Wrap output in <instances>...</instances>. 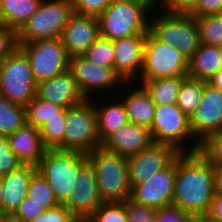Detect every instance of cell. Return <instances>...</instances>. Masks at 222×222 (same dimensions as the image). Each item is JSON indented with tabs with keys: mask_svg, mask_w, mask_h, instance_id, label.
I'll return each mask as SVG.
<instances>
[{
	"mask_svg": "<svg viewBox=\"0 0 222 222\" xmlns=\"http://www.w3.org/2000/svg\"><path fill=\"white\" fill-rule=\"evenodd\" d=\"M125 1H130L133 3H137L143 7H145L148 11H155L154 9H152L154 6H156L157 4L159 5V0H125ZM158 2V3H157Z\"/></svg>",
	"mask_w": 222,
	"mask_h": 222,
	"instance_id": "681fc988",
	"label": "cell"
},
{
	"mask_svg": "<svg viewBox=\"0 0 222 222\" xmlns=\"http://www.w3.org/2000/svg\"><path fill=\"white\" fill-rule=\"evenodd\" d=\"M99 36L97 17L73 13L62 32L61 41L69 57L82 56Z\"/></svg>",
	"mask_w": 222,
	"mask_h": 222,
	"instance_id": "ac0fdd59",
	"label": "cell"
},
{
	"mask_svg": "<svg viewBox=\"0 0 222 222\" xmlns=\"http://www.w3.org/2000/svg\"><path fill=\"white\" fill-rule=\"evenodd\" d=\"M17 32L13 29L1 25L0 26V63L9 56L16 48Z\"/></svg>",
	"mask_w": 222,
	"mask_h": 222,
	"instance_id": "b9f144b4",
	"label": "cell"
},
{
	"mask_svg": "<svg viewBox=\"0 0 222 222\" xmlns=\"http://www.w3.org/2000/svg\"><path fill=\"white\" fill-rule=\"evenodd\" d=\"M222 68V47L200 43L189 59L188 77L207 82Z\"/></svg>",
	"mask_w": 222,
	"mask_h": 222,
	"instance_id": "cb8c5ba5",
	"label": "cell"
},
{
	"mask_svg": "<svg viewBox=\"0 0 222 222\" xmlns=\"http://www.w3.org/2000/svg\"><path fill=\"white\" fill-rule=\"evenodd\" d=\"M62 108L59 105L42 100L35 95L25 106L26 123L40 128L52 116L58 115V111Z\"/></svg>",
	"mask_w": 222,
	"mask_h": 222,
	"instance_id": "4dcf8cb0",
	"label": "cell"
},
{
	"mask_svg": "<svg viewBox=\"0 0 222 222\" xmlns=\"http://www.w3.org/2000/svg\"><path fill=\"white\" fill-rule=\"evenodd\" d=\"M145 38L146 35H134L113 40L114 70L124 85H132L131 81H137L136 78L141 74Z\"/></svg>",
	"mask_w": 222,
	"mask_h": 222,
	"instance_id": "e0dca14e",
	"label": "cell"
},
{
	"mask_svg": "<svg viewBox=\"0 0 222 222\" xmlns=\"http://www.w3.org/2000/svg\"><path fill=\"white\" fill-rule=\"evenodd\" d=\"M29 60L36 83L48 80L69 69V55L61 38L37 40L18 46Z\"/></svg>",
	"mask_w": 222,
	"mask_h": 222,
	"instance_id": "8fae6325",
	"label": "cell"
},
{
	"mask_svg": "<svg viewBox=\"0 0 222 222\" xmlns=\"http://www.w3.org/2000/svg\"><path fill=\"white\" fill-rule=\"evenodd\" d=\"M200 43L222 47V13L196 18Z\"/></svg>",
	"mask_w": 222,
	"mask_h": 222,
	"instance_id": "1f68e13d",
	"label": "cell"
},
{
	"mask_svg": "<svg viewBox=\"0 0 222 222\" xmlns=\"http://www.w3.org/2000/svg\"><path fill=\"white\" fill-rule=\"evenodd\" d=\"M102 203L95 170L87 161L79 170L75 190L63 205L79 222H85Z\"/></svg>",
	"mask_w": 222,
	"mask_h": 222,
	"instance_id": "5bb4252c",
	"label": "cell"
},
{
	"mask_svg": "<svg viewBox=\"0 0 222 222\" xmlns=\"http://www.w3.org/2000/svg\"><path fill=\"white\" fill-rule=\"evenodd\" d=\"M87 158L95 170L103 202H124L130 198L127 157L98 147L88 153Z\"/></svg>",
	"mask_w": 222,
	"mask_h": 222,
	"instance_id": "3957f363",
	"label": "cell"
},
{
	"mask_svg": "<svg viewBox=\"0 0 222 222\" xmlns=\"http://www.w3.org/2000/svg\"><path fill=\"white\" fill-rule=\"evenodd\" d=\"M125 202L129 222H154L155 209L128 198Z\"/></svg>",
	"mask_w": 222,
	"mask_h": 222,
	"instance_id": "ab89813d",
	"label": "cell"
},
{
	"mask_svg": "<svg viewBox=\"0 0 222 222\" xmlns=\"http://www.w3.org/2000/svg\"><path fill=\"white\" fill-rule=\"evenodd\" d=\"M69 70L86 99H90L91 94L94 96L95 90L110 92L109 90L123 85L124 82L114 69L98 66L83 56L70 57Z\"/></svg>",
	"mask_w": 222,
	"mask_h": 222,
	"instance_id": "4fadbf2b",
	"label": "cell"
},
{
	"mask_svg": "<svg viewBox=\"0 0 222 222\" xmlns=\"http://www.w3.org/2000/svg\"><path fill=\"white\" fill-rule=\"evenodd\" d=\"M214 170V192L222 195V166H213Z\"/></svg>",
	"mask_w": 222,
	"mask_h": 222,
	"instance_id": "7dc6e473",
	"label": "cell"
},
{
	"mask_svg": "<svg viewBox=\"0 0 222 222\" xmlns=\"http://www.w3.org/2000/svg\"><path fill=\"white\" fill-rule=\"evenodd\" d=\"M209 85L222 91V68H220L210 79L207 81Z\"/></svg>",
	"mask_w": 222,
	"mask_h": 222,
	"instance_id": "c3c4849f",
	"label": "cell"
},
{
	"mask_svg": "<svg viewBox=\"0 0 222 222\" xmlns=\"http://www.w3.org/2000/svg\"><path fill=\"white\" fill-rule=\"evenodd\" d=\"M195 218L180 207L171 204L155 210L154 222H192Z\"/></svg>",
	"mask_w": 222,
	"mask_h": 222,
	"instance_id": "74e56055",
	"label": "cell"
},
{
	"mask_svg": "<svg viewBox=\"0 0 222 222\" xmlns=\"http://www.w3.org/2000/svg\"><path fill=\"white\" fill-rule=\"evenodd\" d=\"M22 162L10 148L8 138L0 136V177L18 169Z\"/></svg>",
	"mask_w": 222,
	"mask_h": 222,
	"instance_id": "8d00e7d4",
	"label": "cell"
},
{
	"mask_svg": "<svg viewBox=\"0 0 222 222\" xmlns=\"http://www.w3.org/2000/svg\"><path fill=\"white\" fill-rule=\"evenodd\" d=\"M3 184L2 179L0 177V214H3Z\"/></svg>",
	"mask_w": 222,
	"mask_h": 222,
	"instance_id": "816d5d0a",
	"label": "cell"
},
{
	"mask_svg": "<svg viewBox=\"0 0 222 222\" xmlns=\"http://www.w3.org/2000/svg\"><path fill=\"white\" fill-rule=\"evenodd\" d=\"M178 154L179 152L170 145L152 143L143 151L127 157L131 188L165 168Z\"/></svg>",
	"mask_w": 222,
	"mask_h": 222,
	"instance_id": "2e32d148",
	"label": "cell"
},
{
	"mask_svg": "<svg viewBox=\"0 0 222 222\" xmlns=\"http://www.w3.org/2000/svg\"><path fill=\"white\" fill-rule=\"evenodd\" d=\"M214 170L200 153H179L173 204L194 218H204L214 197Z\"/></svg>",
	"mask_w": 222,
	"mask_h": 222,
	"instance_id": "6da1fadb",
	"label": "cell"
},
{
	"mask_svg": "<svg viewBox=\"0 0 222 222\" xmlns=\"http://www.w3.org/2000/svg\"><path fill=\"white\" fill-rule=\"evenodd\" d=\"M177 156L145 182L131 188L130 199L153 209L173 204Z\"/></svg>",
	"mask_w": 222,
	"mask_h": 222,
	"instance_id": "7c38bea8",
	"label": "cell"
},
{
	"mask_svg": "<svg viewBox=\"0 0 222 222\" xmlns=\"http://www.w3.org/2000/svg\"><path fill=\"white\" fill-rule=\"evenodd\" d=\"M87 161V154L83 152L46 149L36 167L52 188L57 201L64 204L75 190L79 170Z\"/></svg>",
	"mask_w": 222,
	"mask_h": 222,
	"instance_id": "7a4b0ae2",
	"label": "cell"
},
{
	"mask_svg": "<svg viewBox=\"0 0 222 222\" xmlns=\"http://www.w3.org/2000/svg\"><path fill=\"white\" fill-rule=\"evenodd\" d=\"M85 222H129L125 202H103Z\"/></svg>",
	"mask_w": 222,
	"mask_h": 222,
	"instance_id": "e575fe53",
	"label": "cell"
},
{
	"mask_svg": "<svg viewBox=\"0 0 222 222\" xmlns=\"http://www.w3.org/2000/svg\"><path fill=\"white\" fill-rule=\"evenodd\" d=\"M0 222H23L20 218L14 214H0Z\"/></svg>",
	"mask_w": 222,
	"mask_h": 222,
	"instance_id": "f907efd6",
	"label": "cell"
},
{
	"mask_svg": "<svg viewBox=\"0 0 222 222\" xmlns=\"http://www.w3.org/2000/svg\"><path fill=\"white\" fill-rule=\"evenodd\" d=\"M185 77H166L142 80L141 85L150 95L155 105L176 103L182 80Z\"/></svg>",
	"mask_w": 222,
	"mask_h": 222,
	"instance_id": "4316f807",
	"label": "cell"
},
{
	"mask_svg": "<svg viewBox=\"0 0 222 222\" xmlns=\"http://www.w3.org/2000/svg\"><path fill=\"white\" fill-rule=\"evenodd\" d=\"M36 86L27 55L17 47L0 63V94L26 106L36 95Z\"/></svg>",
	"mask_w": 222,
	"mask_h": 222,
	"instance_id": "ba28073f",
	"label": "cell"
},
{
	"mask_svg": "<svg viewBox=\"0 0 222 222\" xmlns=\"http://www.w3.org/2000/svg\"><path fill=\"white\" fill-rule=\"evenodd\" d=\"M192 222H200V218H195Z\"/></svg>",
	"mask_w": 222,
	"mask_h": 222,
	"instance_id": "db71d44e",
	"label": "cell"
},
{
	"mask_svg": "<svg viewBox=\"0 0 222 222\" xmlns=\"http://www.w3.org/2000/svg\"><path fill=\"white\" fill-rule=\"evenodd\" d=\"M190 127L195 139L202 143L208 136L222 128V91L204 82L201 101L190 117Z\"/></svg>",
	"mask_w": 222,
	"mask_h": 222,
	"instance_id": "9a60e30c",
	"label": "cell"
},
{
	"mask_svg": "<svg viewBox=\"0 0 222 222\" xmlns=\"http://www.w3.org/2000/svg\"><path fill=\"white\" fill-rule=\"evenodd\" d=\"M204 90V81L185 77L182 80L176 104L189 118L198 107Z\"/></svg>",
	"mask_w": 222,
	"mask_h": 222,
	"instance_id": "f546056e",
	"label": "cell"
},
{
	"mask_svg": "<svg viewBox=\"0 0 222 222\" xmlns=\"http://www.w3.org/2000/svg\"><path fill=\"white\" fill-rule=\"evenodd\" d=\"M117 101V102H116ZM111 101L105 106L94 103V109L97 117V131L101 143L113 132L117 131L128 121L126 107L122 101ZM97 103V104H96Z\"/></svg>",
	"mask_w": 222,
	"mask_h": 222,
	"instance_id": "d4e9b609",
	"label": "cell"
},
{
	"mask_svg": "<svg viewBox=\"0 0 222 222\" xmlns=\"http://www.w3.org/2000/svg\"><path fill=\"white\" fill-rule=\"evenodd\" d=\"M25 124V106L13 103L0 94V136L8 137Z\"/></svg>",
	"mask_w": 222,
	"mask_h": 222,
	"instance_id": "83f0119b",
	"label": "cell"
},
{
	"mask_svg": "<svg viewBox=\"0 0 222 222\" xmlns=\"http://www.w3.org/2000/svg\"><path fill=\"white\" fill-rule=\"evenodd\" d=\"M82 56L98 66L114 69V48L110 39L99 36Z\"/></svg>",
	"mask_w": 222,
	"mask_h": 222,
	"instance_id": "836d02e7",
	"label": "cell"
},
{
	"mask_svg": "<svg viewBox=\"0 0 222 222\" xmlns=\"http://www.w3.org/2000/svg\"><path fill=\"white\" fill-rule=\"evenodd\" d=\"M37 167L23 164L18 169L1 176L3 184V214H14L27 196L28 187Z\"/></svg>",
	"mask_w": 222,
	"mask_h": 222,
	"instance_id": "44dd1931",
	"label": "cell"
},
{
	"mask_svg": "<svg viewBox=\"0 0 222 222\" xmlns=\"http://www.w3.org/2000/svg\"><path fill=\"white\" fill-rule=\"evenodd\" d=\"M7 138L11 150L22 164H39L46 150L41 140L40 128L26 123Z\"/></svg>",
	"mask_w": 222,
	"mask_h": 222,
	"instance_id": "7402d4cb",
	"label": "cell"
},
{
	"mask_svg": "<svg viewBox=\"0 0 222 222\" xmlns=\"http://www.w3.org/2000/svg\"><path fill=\"white\" fill-rule=\"evenodd\" d=\"M199 152L212 164L222 166V133L208 136L200 143Z\"/></svg>",
	"mask_w": 222,
	"mask_h": 222,
	"instance_id": "d590c367",
	"label": "cell"
},
{
	"mask_svg": "<svg viewBox=\"0 0 222 222\" xmlns=\"http://www.w3.org/2000/svg\"><path fill=\"white\" fill-rule=\"evenodd\" d=\"M159 3V7L162 6L161 11L172 14H190L196 8L198 0H159Z\"/></svg>",
	"mask_w": 222,
	"mask_h": 222,
	"instance_id": "ee69618b",
	"label": "cell"
},
{
	"mask_svg": "<svg viewBox=\"0 0 222 222\" xmlns=\"http://www.w3.org/2000/svg\"><path fill=\"white\" fill-rule=\"evenodd\" d=\"M27 196L46 209L60 205L55 198L52 188L38 172H36L30 180Z\"/></svg>",
	"mask_w": 222,
	"mask_h": 222,
	"instance_id": "d6a6232c",
	"label": "cell"
},
{
	"mask_svg": "<svg viewBox=\"0 0 222 222\" xmlns=\"http://www.w3.org/2000/svg\"><path fill=\"white\" fill-rule=\"evenodd\" d=\"M36 96L63 108L78 105L86 100L69 69L37 83Z\"/></svg>",
	"mask_w": 222,
	"mask_h": 222,
	"instance_id": "d6986e66",
	"label": "cell"
},
{
	"mask_svg": "<svg viewBox=\"0 0 222 222\" xmlns=\"http://www.w3.org/2000/svg\"><path fill=\"white\" fill-rule=\"evenodd\" d=\"M113 0H72L73 12L99 17Z\"/></svg>",
	"mask_w": 222,
	"mask_h": 222,
	"instance_id": "f35d334b",
	"label": "cell"
},
{
	"mask_svg": "<svg viewBox=\"0 0 222 222\" xmlns=\"http://www.w3.org/2000/svg\"><path fill=\"white\" fill-rule=\"evenodd\" d=\"M42 0H0V21L18 32L37 11Z\"/></svg>",
	"mask_w": 222,
	"mask_h": 222,
	"instance_id": "484cf974",
	"label": "cell"
},
{
	"mask_svg": "<svg viewBox=\"0 0 222 222\" xmlns=\"http://www.w3.org/2000/svg\"><path fill=\"white\" fill-rule=\"evenodd\" d=\"M148 12L137 3L113 0L98 17L100 36L113 41L134 35H147L151 13Z\"/></svg>",
	"mask_w": 222,
	"mask_h": 222,
	"instance_id": "8992f818",
	"label": "cell"
},
{
	"mask_svg": "<svg viewBox=\"0 0 222 222\" xmlns=\"http://www.w3.org/2000/svg\"><path fill=\"white\" fill-rule=\"evenodd\" d=\"M73 13L72 0H42L37 11L17 32L18 46L37 40L61 38Z\"/></svg>",
	"mask_w": 222,
	"mask_h": 222,
	"instance_id": "5b68a950",
	"label": "cell"
},
{
	"mask_svg": "<svg viewBox=\"0 0 222 222\" xmlns=\"http://www.w3.org/2000/svg\"><path fill=\"white\" fill-rule=\"evenodd\" d=\"M135 87L133 90L132 87L131 90L128 87L127 95L123 94L122 101L126 107L128 121L150 130L156 105L142 85L139 84L134 89Z\"/></svg>",
	"mask_w": 222,
	"mask_h": 222,
	"instance_id": "603a6c76",
	"label": "cell"
},
{
	"mask_svg": "<svg viewBox=\"0 0 222 222\" xmlns=\"http://www.w3.org/2000/svg\"><path fill=\"white\" fill-rule=\"evenodd\" d=\"M150 133L153 143L170 145L179 153L199 152L200 143L193 136L190 118L176 103L156 105ZM191 140L195 143L190 144Z\"/></svg>",
	"mask_w": 222,
	"mask_h": 222,
	"instance_id": "277c9868",
	"label": "cell"
},
{
	"mask_svg": "<svg viewBox=\"0 0 222 222\" xmlns=\"http://www.w3.org/2000/svg\"><path fill=\"white\" fill-rule=\"evenodd\" d=\"M153 143L150 130L132 122H127L111 133L101 147L109 152L129 157L148 148Z\"/></svg>",
	"mask_w": 222,
	"mask_h": 222,
	"instance_id": "ffe728a7",
	"label": "cell"
},
{
	"mask_svg": "<svg viewBox=\"0 0 222 222\" xmlns=\"http://www.w3.org/2000/svg\"><path fill=\"white\" fill-rule=\"evenodd\" d=\"M93 98L66 108V128L64 131V150L90 153L101 147L97 131V117Z\"/></svg>",
	"mask_w": 222,
	"mask_h": 222,
	"instance_id": "30bf717a",
	"label": "cell"
},
{
	"mask_svg": "<svg viewBox=\"0 0 222 222\" xmlns=\"http://www.w3.org/2000/svg\"><path fill=\"white\" fill-rule=\"evenodd\" d=\"M200 222H210V221H208V220L205 219V218H200Z\"/></svg>",
	"mask_w": 222,
	"mask_h": 222,
	"instance_id": "f5cc1de1",
	"label": "cell"
},
{
	"mask_svg": "<svg viewBox=\"0 0 222 222\" xmlns=\"http://www.w3.org/2000/svg\"><path fill=\"white\" fill-rule=\"evenodd\" d=\"M46 208L33 201L30 197L26 196L20 204L14 215L20 218L23 222H29L32 219L40 216L46 212Z\"/></svg>",
	"mask_w": 222,
	"mask_h": 222,
	"instance_id": "7bdbcfd3",
	"label": "cell"
},
{
	"mask_svg": "<svg viewBox=\"0 0 222 222\" xmlns=\"http://www.w3.org/2000/svg\"><path fill=\"white\" fill-rule=\"evenodd\" d=\"M222 13V0H198L196 8L190 13L194 18Z\"/></svg>",
	"mask_w": 222,
	"mask_h": 222,
	"instance_id": "f6af8a7d",
	"label": "cell"
},
{
	"mask_svg": "<svg viewBox=\"0 0 222 222\" xmlns=\"http://www.w3.org/2000/svg\"><path fill=\"white\" fill-rule=\"evenodd\" d=\"M149 20V32L160 42L168 44L189 60L200 46L196 18L190 14L161 12Z\"/></svg>",
	"mask_w": 222,
	"mask_h": 222,
	"instance_id": "52a82bcc",
	"label": "cell"
},
{
	"mask_svg": "<svg viewBox=\"0 0 222 222\" xmlns=\"http://www.w3.org/2000/svg\"><path fill=\"white\" fill-rule=\"evenodd\" d=\"M189 60L174 47L147 33L144 45L143 67L139 78L153 80L166 77H187Z\"/></svg>",
	"mask_w": 222,
	"mask_h": 222,
	"instance_id": "9c48e42d",
	"label": "cell"
},
{
	"mask_svg": "<svg viewBox=\"0 0 222 222\" xmlns=\"http://www.w3.org/2000/svg\"><path fill=\"white\" fill-rule=\"evenodd\" d=\"M204 218L208 221H222V195L214 194L210 208Z\"/></svg>",
	"mask_w": 222,
	"mask_h": 222,
	"instance_id": "bcb514c9",
	"label": "cell"
},
{
	"mask_svg": "<svg viewBox=\"0 0 222 222\" xmlns=\"http://www.w3.org/2000/svg\"><path fill=\"white\" fill-rule=\"evenodd\" d=\"M66 128V108L58 111V115L52 116L41 127V140L46 149L64 150V131Z\"/></svg>",
	"mask_w": 222,
	"mask_h": 222,
	"instance_id": "f1b7e54d",
	"label": "cell"
},
{
	"mask_svg": "<svg viewBox=\"0 0 222 222\" xmlns=\"http://www.w3.org/2000/svg\"><path fill=\"white\" fill-rule=\"evenodd\" d=\"M29 222H79L72 213L63 205L47 209L40 216Z\"/></svg>",
	"mask_w": 222,
	"mask_h": 222,
	"instance_id": "60d3db41",
	"label": "cell"
}]
</instances>
